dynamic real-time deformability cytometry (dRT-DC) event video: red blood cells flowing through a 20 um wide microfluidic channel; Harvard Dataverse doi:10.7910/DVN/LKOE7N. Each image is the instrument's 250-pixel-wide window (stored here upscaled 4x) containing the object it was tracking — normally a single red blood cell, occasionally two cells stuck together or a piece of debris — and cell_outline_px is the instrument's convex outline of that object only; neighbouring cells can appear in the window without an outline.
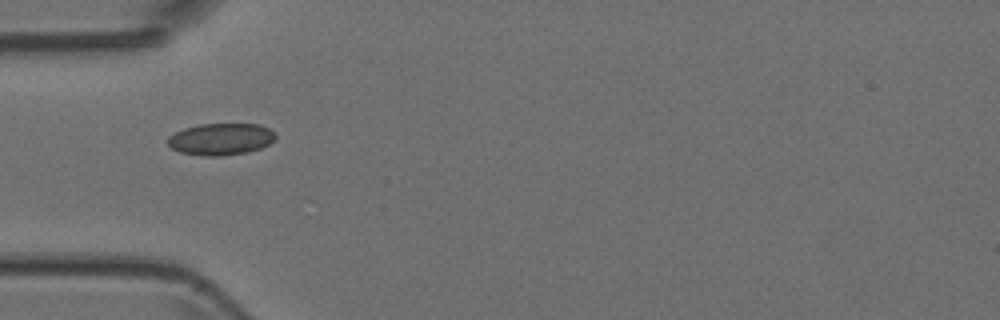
{"species": "Egyptian fruit bat (a non-hibernating species)", "species_latin": "Rousettus aegyptiacus", "temperature_condition": "room temperature", "stored_images_in_passage": 3, "camera_frame_rate_fps": 3000, "um_per_image_px": 0.085, "animal": {"sex": "female"}, "frame": {"image": 1, "passage_image": 1, "time_ms": 0.0, "image_size_px": [1000, 320], "cell_outline_px": [[276, 140], [260, 148], [248, 152], [220, 156], [204, 156], [180, 152], [172, 148], [168, 144], [168, 136], [184, 128], [200, 124], [260, 124], [276, 132]], "centroid_in_image_um": [18.8, 11.82], "position_along_channel_um": 66.2, "area_um2": 20.06}}
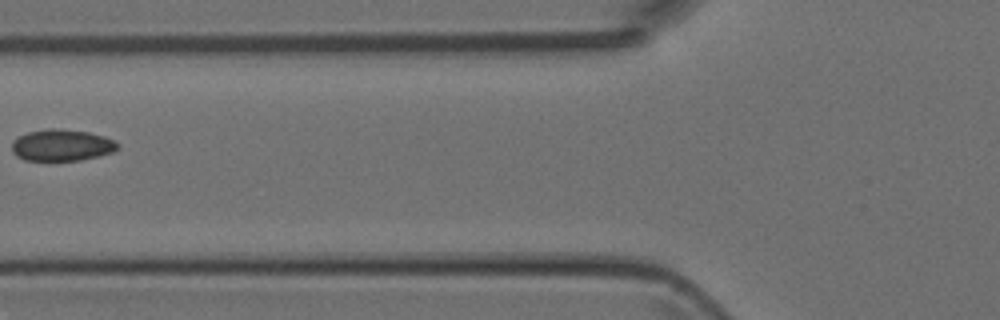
{"frame": {"image": 2, "passage_image": 2, "time_ms": 1.333, "image_size_px": [1000, 320], "cell_outline_px": [[120, 148], [112, 152], [80, 160], [24, 160], [16, 156], [12, 152], [12, 140], [28, 132], [48, 128], [52, 128], [88, 132], [104, 136], [120, 144]], "centroid_in_image_um": [5.23, 12.34], "position_along_channel_um": 120.6, "area_um2": 19.36}}
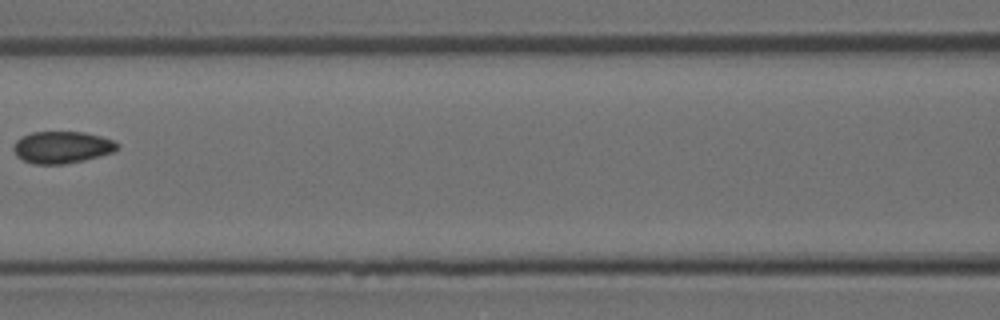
{"frame": {"image": 3, "passage_image": 3, "time_ms": 2.333, "image_size_px": [1000, 320], "cell_outline_px": [[120, 144], [112, 152], [100, 156], [84, 160], [64, 164], [32, 164], [16, 156], [12, 148], [16, 140], [32, 132], [84, 132], [100, 136], [112, 140]], "centroid_in_image_um": [5.24, 12.52], "position_along_channel_um": 161.4, "area_um2": 19.25}}